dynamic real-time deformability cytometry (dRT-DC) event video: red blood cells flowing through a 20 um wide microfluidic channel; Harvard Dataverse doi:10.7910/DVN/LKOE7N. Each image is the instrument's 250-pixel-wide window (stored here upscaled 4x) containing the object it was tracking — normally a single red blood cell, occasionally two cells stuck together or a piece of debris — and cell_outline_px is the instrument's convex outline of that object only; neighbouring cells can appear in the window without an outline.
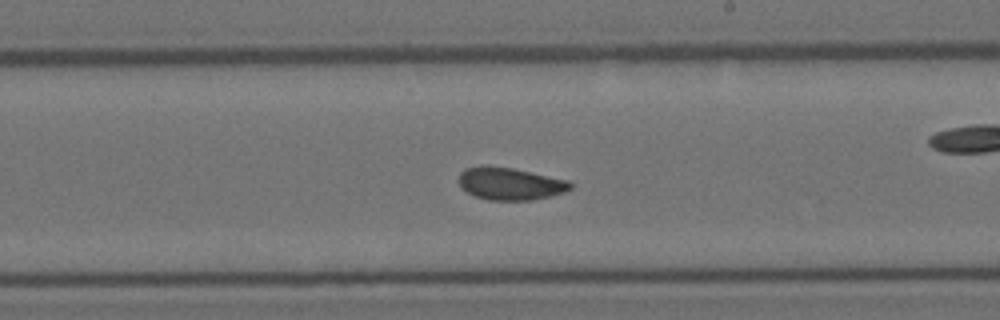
{"species": "Egyptian fruit bat (a non-hibernating species)", "species_latin": "Rousettus aegyptiacus", "temperature_condition": "room temperature", "stored_images_in_passage": 40, "camera_frame_rate_fps": 3000, "um_per_image_px": 0.085, "animal": {"sex": "female"}, "frame": {"image": 1, "passage_image": 23, "time_ms": 7.333, "image_size_px": [1000, 320], "cell_outline_px": [[572, 188], [564, 192], [552, 196], [532, 200], [488, 200], [476, 196], [460, 188], [460, 172], [464, 168], [512, 168], [568, 180], [572, 184]], "centroid_in_image_um": [43.41, 15.65], "position_along_channel_um": 245.6, "area_um2": 20.52}}